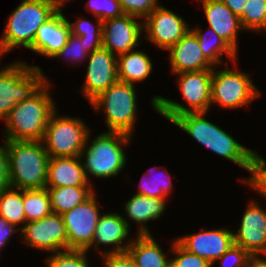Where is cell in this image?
Segmentation results:
<instances>
[{
    "mask_svg": "<svg viewBox=\"0 0 266 267\" xmlns=\"http://www.w3.org/2000/svg\"><path fill=\"white\" fill-rule=\"evenodd\" d=\"M203 112H187L177 116L172 123L190 134L199 143L248 171L253 170L255 153L243 147L225 131L203 118Z\"/></svg>",
    "mask_w": 266,
    "mask_h": 267,
    "instance_id": "6da1fadb",
    "label": "cell"
},
{
    "mask_svg": "<svg viewBox=\"0 0 266 267\" xmlns=\"http://www.w3.org/2000/svg\"><path fill=\"white\" fill-rule=\"evenodd\" d=\"M11 187L46 188L49 155L41 141H6Z\"/></svg>",
    "mask_w": 266,
    "mask_h": 267,
    "instance_id": "7a4b0ae2",
    "label": "cell"
},
{
    "mask_svg": "<svg viewBox=\"0 0 266 267\" xmlns=\"http://www.w3.org/2000/svg\"><path fill=\"white\" fill-rule=\"evenodd\" d=\"M44 85L27 100L18 102L8 116L6 141H42L54 103Z\"/></svg>",
    "mask_w": 266,
    "mask_h": 267,
    "instance_id": "3957f363",
    "label": "cell"
},
{
    "mask_svg": "<svg viewBox=\"0 0 266 267\" xmlns=\"http://www.w3.org/2000/svg\"><path fill=\"white\" fill-rule=\"evenodd\" d=\"M58 10L47 0H24L10 15L0 41V55L23 45H33L38 28Z\"/></svg>",
    "mask_w": 266,
    "mask_h": 267,
    "instance_id": "277c9868",
    "label": "cell"
},
{
    "mask_svg": "<svg viewBox=\"0 0 266 267\" xmlns=\"http://www.w3.org/2000/svg\"><path fill=\"white\" fill-rule=\"evenodd\" d=\"M178 74L180 75L178 84L181 92L192 109L189 110L181 104L163 97L155 96L152 101L154 109L171 122L177 116L187 112L206 113L211 104L212 69L182 72Z\"/></svg>",
    "mask_w": 266,
    "mask_h": 267,
    "instance_id": "5b68a950",
    "label": "cell"
},
{
    "mask_svg": "<svg viewBox=\"0 0 266 267\" xmlns=\"http://www.w3.org/2000/svg\"><path fill=\"white\" fill-rule=\"evenodd\" d=\"M44 79L39 67L21 62L0 70V118L5 119L18 102L31 98L47 85Z\"/></svg>",
    "mask_w": 266,
    "mask_h": 267,
    "instance_id": "8992f818",
    "label": "cell"
},
{
    "mask_svg": "<svg viewBox=\"0 0 266 267\" xmlns=\"http://www.w3.org/2000/svg\"><path fill=\"white\" fill-rule=\"evenodd\" d=\"M136 94L134 86L117 81L94 98L91 103L99 109L105 106L106 123L109 131L121 132L131 136L135 122Z\"/></svg>",
    "mask_w": 266,
    "mask_h": 267,
    "instance_id": "52a82bcc",
    "label": "cell"
},
{
    "mask_svg": "<svg viewBox=\"0 0 266 267\" xmlns=\"http://www.w3.org/2000/svg\"><path fill=\"white\" fill-rule=\"evenodd\" d=\"M50 115L42 141L49 157H77L88 141L89 130L81 120Z\"/></svg>",
    "mask_w": 266,
    "mask_h": 267,
    "instance_id": "ba28073f",
    "label": "cell"
},
{
    "mask_svg": "<svg viewBox=\"0 0 266 267\" xmlns=\"http://www.w3.org/2000/svg\"><path fill=\"white\" fill-rule=\"evenodd\" d=\"M129 138L127 134L109 131L93 140L86 152L83 149L81 155L86 154V162L83 163L86 177V170L95 177L117 175L126 162L121 145L126 144Z\"/></svg>",
    "mask_w": 266,
    "mask_h": 267,
    "instance_id": "9c48e42d",
    "label": "cell"
},
{
    "mask_svg": "<svg viewBox=\"0 0 266 267\" xmlns=\"http://www.w3.org/2000/svg\"><path fill=\"white\" fill-rule=\"evenodd\" d=\"M258 95L260 93L247 74L228 68L215 73L212 69L211 103L236 108L250 103Z\"/></svg>",
    "mask_w": 266,
    "mask_h": 267,
    "instance_id": "30bf717a",
    "label": "cell"
},
{
    "mask_svg": "<svg viewBox=\"0 0 266 267\" xmlns=\"http://www.w3.org/2000/svg\"><path fill=\"white\" fill-rule=\"evenodd\" d=\"M96 198L92 194L83 203L62 214L67 234V249L88 250L92 245L100 218Z\"/></svg>",
    "mask_w": 266,
    "mask_h": 267,
    "instance_id": "8fae6325",
    "label": "cell"
},
{
    "mask_svg": "<svg viewBox=\"0 0 266 267\" xmlns=\"http://www.w3.org/2000/svg\"><path fill=\"white\" fill-rule=\"evenodd\" d=\"M20 229L29 245L55 252L67 250V234L62 215L52 212L40 220L27 222Z\"/></svg>",
    "mask_w": 266,
    "mask_h": 267,
    "instance_id": "7c38bea8",
    "label": "cell"
},
{
    "mask_svg": "<svg viewBox=\"0 0 266 267\" xmlns=\"http://www.w3.org/2000/svg\"><path fill=\"white\" fill-rule=\"evenodd\" d=\"M134 18L137 17L124 14L103 21L102 47L118 57L138 46L142 26Z\"/></svg>",
    "mask_w": 266,
    "mask_h": 267,
    "instance_id": "4fadbf2b",
    "label": "cell"
},
{
    "mask_svg": "<svg viewBox=\"0 0 266 267\" xmlns=\"http://www.w3.org/2000/svg\"><path fill=\"white\" fill-rule=\"evenodd\" d=\"M109 50L101 47L90 54L87 76L83 89L91 102L100 93L118 81L117 59Z\"/></svg>",
    "mask_w": 266,
    "mask_h": 267,
    "instance_id": "5bb4252c",
    "label": "cell"
},
{
    "mask_svg": "<svg viewBox=\"0 0 266 267\" xmlns=\"http://www.w3.org/2000/svg\"><path fill=\"white\" fill-rule=\"evenodd\" d=\"M145 21L151 41L167 50L190 31L182 18L161 6L155 8Z\"/></svg>",
    "mask_w": 266,
    "mask_h": 267,
    "instance_id": "9a60e30c",
    "label": "cell"
},
{
    "mask_svg": "<svg viewBox=\"0 0 266 267\" xmlns=\"http://www.w3.org/2000/svg\"><path fill=\"white\" fill-rule=\"evenodd\" d=\"M184 249L213 265L232 245L234 234L225 229L199 232L176 240Z\"/></svg>",
    "mask_w": 266,
    "mask_h": 267,
    "instance_id": "2e32d148",
    "label": "cell"
},
{
    "mask_svg": "<svg viewBox=\"0 0 266 267\" xmlns=\"http://www.w3.org/2000/svg\"><path fill=\"white\" fill-rule=\"evenodd\" d=\"M234 244L250 255L266 253V212L252 203L245 211L241 226L234 234Z\"/></svg>",
    "mask_w": 266,
    "mask_h": 267,
    "instance_id": "e0dca14e",
    "label": "cell"
},
{
    "mask_svg": "<svg viewBox=\"0 0 266 267\" xmlns=\"http://www.w3.org/2000/svg\"><path fill=\"white\" fill-rule=\"evenodd\" d=\"M70 34L69 21L61 11H57L38 28L33 45L29 49L54 58L56 53L66 45Z\"/></svg>",
    "mask_w": 266,
    "mask_h": 267,
    "instance_id": "ac0fdd59",
    "label": "cell"
},
{
    "mask_svg": "<svg viewBox=\"0 0 266 267\" xmlns=\"http://www.w3.org/2000/svg\"><path fill=\"white\" fill-rule=\"evenodd\" d=\"M170 61L174 73L213 69L204 56L195 34L190 30L175 45L171 46Z\"/></svg>",
    "mask_w": 266,
    "mask_h": 267,
    "instance_id": "d6986e66",
    "label": "cell"
},
{
    "mask_svg": "<svg viewBox=\"0 0 266 267\" xmlns=\"http://www.w3.org/2000/svg\"><path fill=\"white\" fill-rule=\"evenodd\" d=\"M200 2L203 3L211 30L236 52L237 31L243 29L240 18L220 0H200Z\"/></svg>",
    "mask_w": 266,
    "mask_h": 267,
    "instance_id": "ffe728a7",
    "label": "cell"
},
{
    "mask_svg": "<svg viewBox=\"0 0 266 267\" xmlns=\"http://www.w3.org/2000/svg\"><path fill=\"white\" fill-rule=\"evenodd\" d=\"M80 157H50L46 187H90Z\"/></svg>",
    "mask_w": 266,
    "mask_h": 267,
    "instance_id": "44dd1931",
    "label": "cell"
},
{
    "mask_svg": "<svg viewBox=\"0 0 266 267\" xmlns=\"http://www.w3.org/2000/svg\"><path fill=\"white\" fill-rule=\"evenodd\" d=\"M136 242H131L127 251L132 256L136 267H170L160 246L149 234L148 229L140 227Z\"/></svg>",
    "mask_w": 266,
    "mask_h": 267,
    "instance_id": "7402d4cb",
    "label": "cell"
},
{
    "mask_svg": "<svg viewBox=\"0 0 266 267\" xmlns=\"http://www.w3.org/2000/svg\"><path fill=\"white\" fill-rule=\"evenodd\" d=\"M129 225L125 218L116 213L100 216L92 244H115V248L111 253H121L127 251V246H122L120 243L126 239L129 232Z\"/></svg>",
    "mask_w": 266,
    "mask_h": 267,
    "instance_id": "603a6c76",
    "label": "cell"
},
{
    "mask_svg": "<svg viewBox=\"0 0 266 267\" xmlns=\"http://www.w3.org/2000/svg\"><path fill=\"white\" fill-rule=\"evenodd\" d=\"M117 61L118 81L133 85L149 76L152 70L150 58L143 52H127L119 55Z\"/></svg>",
    "mask_w": 266,
    "mask_h": 267,
    "instance_id": "cb8c5ba5",
    "label": "cell"
},
{
    "mask_svg": "<svg viewBox=\"0 0 266 267\" xmlns=\"http://www.w3.org/2000/svg\"><path fill=\"white\" fill-rule=\"evenodd\" d=\"M53 213L62 215L87 200L93 193L91 187H46Z\"/></svg>",
    "mask_w": 266,
    "mask_h": 267,
    "instance_id": "d4e9b609",
    "label": "cell"
},
{
    "mask_svg": "<svg viewBox=\"0 0 266 267\" xmlns=\"http://www.w3.org/2000/svg\"><path fill=\"white\" fill-rule=\"evenodd\" d=\"M165 199L135 194L125 205L129 218L138 223L155 220L165 210Z\"/></svg>",
    "mask_w": 266,
    "mask_h": 267,
    "instance_id": "484cf974",
    "label": "cell"
},
{
    "mask_svg": "<svg viewBox=\"0 0 266 267\" xmlns=\"http://www.w3.org/2000/svg\"><path fill=\"white\" fill-rule=\"evenodd\" d=\"M24 214L27 222L40 220L52 213L46 188L23 190Z\"/></svg>",
    "mask_w": 266,
    "mask_h": 267,
    "instance_id": "4316f807",
    "label": "cell"
},
{
    "mask_svg": "<svg viewBox=\"0 0 266 267\" xmlns=\"http://www.w3.org/2000/svg\"><path fill=\"white\" fill-rule=\"evenodd\" d=\"M21 193L11 187L0 192V219L16 226L26 221L24 214L23 190Z\"/></svg>",
    "mask_w": 266,
    "mask_h": 267,
    "instance_id": "83f0119b",
    "label": "cell"
},
{
    "mask_svg": "<svg viewBox=\"0 0 266 267\" xmlns=\"http://www.w3.org/2000/svg\"><path fill=\"white\" fill-rule=\"evenodd\" d=\"M198 39L200 49L204 53V56L214 65L220 62L219 56L226 52L229 57L235 60L236 52L224 41L222 38L216 34L213 30L212 33L216 36V41H210L206 39V36L202 34L199 29L191 30Z\"/></svg>",
    "mask_w": 266,
    "mask_h": 267,
    "instance_id": "f1b7e54d",
    "label": "cell"
},
{
    "mask_svg": "<svg viewBox=\"0 0 266 267\" xmlns=\"http://www.w3.org/2000/svg\"><path fill=\"white\" fill-rule=\"evenodd\" d=\"M98 25L95 27L86 20H78L77 23H70L71 34L80 37V40L86 45L92 52L102 47V28L103 21L98 18ZM93 26V27H92ZM96 31V32H95ZM92 47V49H90Z\"/></svg>",
    "mask_w": 266,
    "mask_h": 267,
    "instance_id": "f546056e",
    "label": "cell"
},
{
    "mask_svg": "<svg viewBox=\"0 0 266 267\" xmlns=\"http://www.w3.org/2000/svg\"><path fill=\"white\" fill-rule=\"evenodd\" d=\"M240 21L243 29H266V0H248Z\"/></svg>",
    "mask_w": 266,
    "mask_h": 267,
    "instance_id": "4dcf8cb0",
    "label": "cell"
},
{
    "mask_svg": "<svg viewBox=\"0 0 266 267\" xmlns=\"http://www.w3.org/2000/svg\"><path fill=\"white\" fill-rule=\"evenodd\" d=\"M86 250L67 249L49 258V267H89L85 257Z\"/></svg>",
    "mask_w": 266,
    "mask_h": 267,
    "instance_id": "1f68e13d",
    "label": "cell"
},
{
    "mask_svg": "<svg viewBox=\"0 0 266 267\" xmlns=\"http://www.w3.org/2000/svg\"><path fill=\"white\" fill-rule=\"evenodd\" d=\"M89 3V8L101 21L124 15L119 0H91Z\"/></svg>",
    "mask_w": 266,
    "mask_h": 267,
    "instance_id": "d6a6232c",
    "label": "cell"
},
{
    "mask_svg": "<svg viewBox=\"0 0 266 267\" xmlns=\"http://www.w3.org/2000/svg\"><path fill=\"white\" fill-rule=\"evenodd\" d=\"M174 253L179 254L175 259L170 261V267H211L212 264L206 259L200 258L184 249L177 241L173 246Z\"/></svg>",
    "mask_w": 266,
    "mask_h": 267,
    "instance_id": "836d02e7",
    "label": "cell"
},
{
    "mask_svg": "<svg viewBox=\"0 0 266 267\" xmlns=\"http://www.w3.org/2000/svg\"><path fill=\"white\" fill-rule=\"evenodd\" d=\"M124 14L147 18L155 8L157 0H119Z\"/></svg>",
    "mask_w": 266,
    "mask_h": 267,
    "instance_id": "e575fe53",
    "label": "cell"
},
{
    "mask_svg": "<svg viewBox=\"0 0 266 267\" xmlns=\"http://www.w3.org/2000/svg\"><path fill=\"white\" fill-rule=\"evenodd\" d=\"M252 173V177L247 182L266 197V162L257 154L254 158Z\"/></svg>",
    "mask_w": 266,
    "mask_h": 267,
    "instance_id": "d590c367",
    "label": "cell"
},
{
    "mask_svg": "<svg viewBox=\"0 0 266 267\" xmlns=\"http://www.w3.org/2000/svg\"><path fill=\"white\" fill-rule=\"evenodd\" d=\"M164 180L163 179L158 180V178H157V180L156 179L153 180L154 183H153V181H150L151 183L149 181H147L145 183L143 180L144 183L142 182L140 191H139V193H137V195H144V196H147L150 198L165 199L167 194H169V191L171 189V182L168 181L166 183ZM160 182H161V185L159 184Z\"/></svg>",
    "mask_w": 266,
    "mask_h": 267,
    "instance_id": "8d00e7d4",
    "label": "cell"
},
{
    "mask_svg": "<svg viewBox=\"0 0 266 267\" xmlns=\"http://www.w3.org/2000/svg\"><path fill=\"white\" fill-rule=\"evenodd\" d=\"M87 52H89V48L80 40V37L70 34L66 45L54 57L69 54V57L74 60H82L86 54L88 55Z\"/></svg>",
    "mask_w": 266,
    "mask_h": 267,
    "instance_id": "74e56055",
    "label": "cell"
},
{
    "mask_svg": "<svg viewBox=\"0 0 266 267\" xmlns=\"http://www.w3.org/2000/svg\"><path fill=\"white\" fill-rule=\"evenodd\" d=\"M249 257L250 254L246 250L241 246L234 244L219 259H221L222 267H225V263H227L226 261L231 259H233L231 260L233 261V263L231 262L232 265L234 264L233 267H245Z\"/></svg>",
    "mask_w": 266,
    "mask_h": 267,
    "instance_id": "f35d334b",
    "label": "cell"
},
{
    "mask_svg": "<svg viewBox=\"0 0 266 267\" xmlns=\"http://www.w3.org/2000/svg\"><path fill=\"white\" fill-rule=\"evenodd\" d=\"M106 267H136L132 256L128 251L121 253H104Z\"/></svg>",
    "mask_w": 266,
    "mask_h": 267,
    "instance_id": "ab89813d",
    "label": "cell"
},
{
    "mask_svg": "<svg viewBox=\"0 0 266 267\" xmlns=\"http://www.w3.org/2000/svg\"><path fill=\"white\" fill-rule=\"evenodd\" d=\"M6 146V147H5ZM11 187L7 145L0 147V192Z\"/></svg>",
    "mask_w": 266,
    "mask_h": 267,
    "instance_id": "60d3db41",
    "label": "cell"
},
{
    "mask_svg": "<svg viewBox=\"0 0 266 267\" xmlns=\"http://www.w3.org/2000/svg\"><path fill=\"white\" fill-rule=\"evenodd\" d=\"M222 1L237 17H241L248 0H220Z\"/></svg>",
    "mask_w": 266,
    "mask_h": 267,
    "instance_id": "b9f144b4",
    "label": "cell"
},
{
    "mask_svg": "<svg viewBox=\"0 0 266 267\" xmlns=\"http://www.w3.org/2000/svg\"><path fill=\"white\" fill-rule=\"evenodd\" d=\"M16 231L14 225L8 223L5 220L0 219V248L8 241V237L11 233Z\"/></svg>",
    "mask_w": 266,
    "mask_h": 267,
    "instance_id": "7bdbcfd3",
    "label": "cell"
},
{
    "mask_svg": "<svg viewBox=\"0 0 266 267\" xmlns=\"http://www.w3.org/2000/svg\"><path fill=\"white\" fill-rule=\"evenodd\" d=\"M258 255H250L248 258L247 267H266V260L258 259Z\"/></svg>",
    "mask_w": 266,
    "mask_h": 267,
    "instance_id": "ee69618b",
    "label": "cell"
},
{
    "mask_svg": "<svg viewBox=\"0 0 266 267\" xmlns=\"http://www.w3.org/2000/svg\"><path fill=\"white\" fill-rule=\"evenodd\" d=\"M50 2L58 11L61 10V6L65 3L66 0H47Z\"/></svg>",
    "mask_w": 266,
    "mask_h": 267,
    "instance_id": "f6af8a7d",
    "label": "cell"
}]
</instances>
